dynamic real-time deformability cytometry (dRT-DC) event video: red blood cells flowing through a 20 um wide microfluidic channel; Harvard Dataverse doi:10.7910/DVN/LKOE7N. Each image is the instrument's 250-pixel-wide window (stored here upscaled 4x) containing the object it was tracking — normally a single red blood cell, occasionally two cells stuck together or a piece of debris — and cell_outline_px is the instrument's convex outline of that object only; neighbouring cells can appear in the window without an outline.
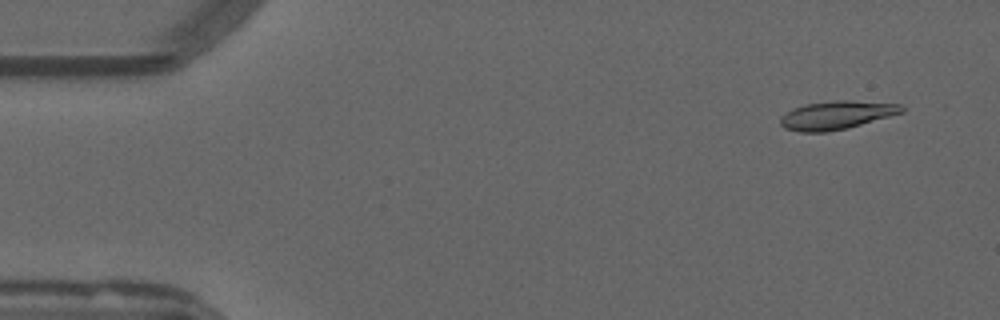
{"species": "common noctule bat (a hibernating species)", "species_latin": "Nyctalus noctula", "temperature_condition": "warm", "stored_images_in_passage": 54, "camera_frame_rate_fps": 3000, "um_per_image_px": 0.085, "animal": {"sex": "male", "forearm_length_mm": 52.5}, "frame": {"image": 1, "passage_image": 4, "time_ms": 1.0, "image_size_px": [1000, 320], "cell_outline_px": [[904, 112], [848, 128], [824, 132], [800, 132], [784, 128], [780, 124], [780, 116], [792, 108], [804, 104], [836, 100], [848, 100], [900, 104], [904, 108]], "centroid_in_image_um": [71.07, 9.78], "position_along_channel_um": 13.9, "area_um2": 20.11}}
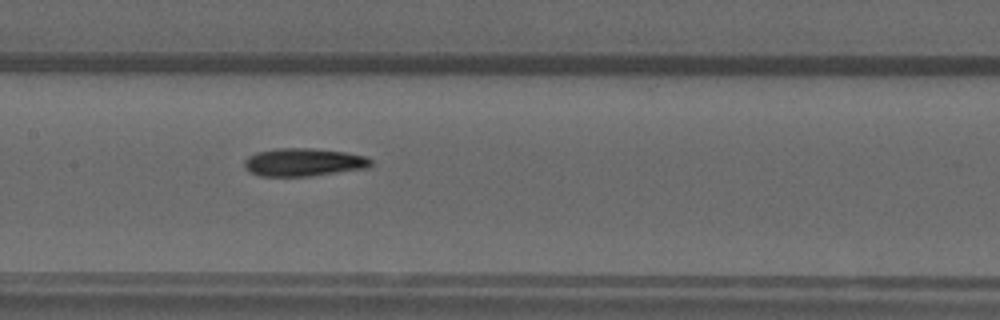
{"frame": {"image": 2, "passage_image": 26, "time_ms": 8.333, "image_size_px": [1000, 320], "cell_outline_px": [[372, 164], [368, 168], [308, 176], [260, 176], [248, 172], [244, 168], [244, 160], [248, 156], [256, 152], [276, 148], [312, 148], [344, 152], [364, 156], [372, 160]], "centroid_in_image_um": [25.75, 13.79], "position_along_channel_um": 181.6, "area_um2": 20.69}}
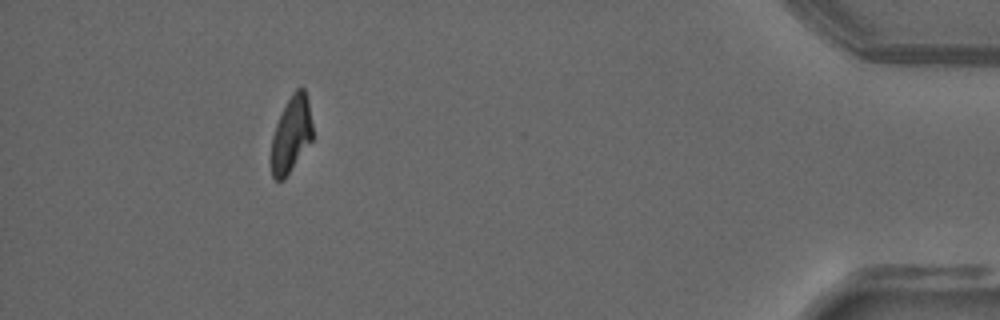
{"frame": {"image": 3, "passage_image": 49, "time_ms": 16.0, "image_size_px": [1000, 320], "cell_outline_px": [[312, 140], [284, 180], [276, 180], [272, 176], [272, 136], [276, 124], [292, 92], [300, 84], [304, 88], [308, 100], [312, 124]], "centroid_in_image_um": [24.77, 11.39], "position_along_channel_um": 410.4, "area_um2": 18.15}, "authors_computed_cell_mechanics": {"area_um2": 19.8543, "velocity_mm_per_s": 3.8086, "shape_relaxation_time_tau1_ms": null, "shape_relaxation_time_tau2_ms": 8.33, "deformation_change_tau1": null, "deformation_change_tau2": 0.1554}}